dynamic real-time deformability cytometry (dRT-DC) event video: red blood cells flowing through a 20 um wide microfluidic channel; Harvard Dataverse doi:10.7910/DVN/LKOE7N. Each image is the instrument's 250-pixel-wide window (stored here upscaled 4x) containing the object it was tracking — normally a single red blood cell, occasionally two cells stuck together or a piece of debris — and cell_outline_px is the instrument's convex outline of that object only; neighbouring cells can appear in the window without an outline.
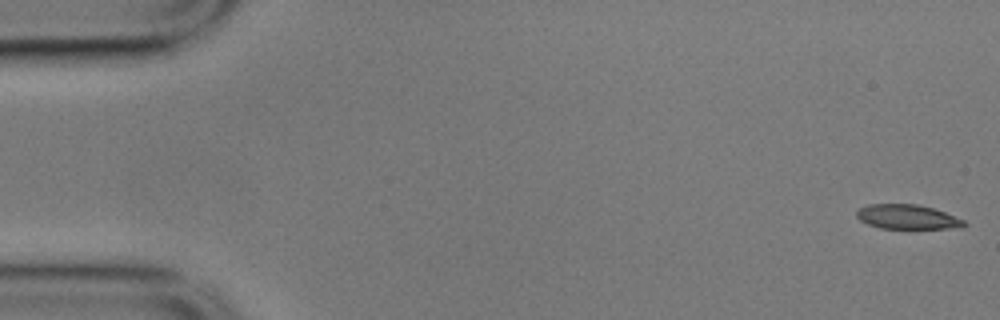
{"species": "common noctule bat (a hibernating species)", "species_latin": "Nyctalus noctula", "temperature_condition": "cold", "stored_images_in_passage": 57, "camera_frame_rate_fps": 3000, "um_per_image_px": 0.085, "animal": {"sex": "male", "body_mass_g": 17.9}, "frame": {"image": 1, "passage_image": 1, "time_ms": 0.0, "image_size_px": [1000, 320], "cell_outline_px": [[968, 224], [960, 228], [880, 228], [868, 224], [860, 220], [856, 216], [856, 212], [860, 208], [868, 204], [916, 204], [932, 208], [944, 212], [964, 220]], "centroid_in_image_um": [77.12, 18.43], "position_along_channel_um": 7.9, "area_um2": 15.2}}
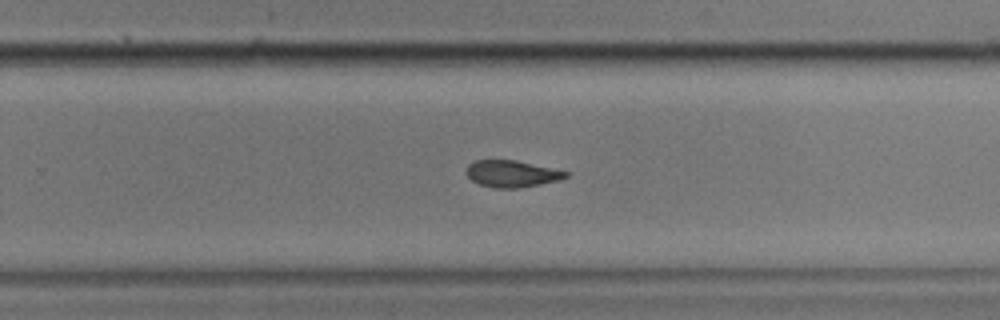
{"frame": {"image": 2, "passage_image": 36, "time_ms": 11.667, "image_size_px": [1000, 320], "cell_outline_px": [[568, 176], [560, 180], [520, 188], [496, 188], [480, 184], [472, 180], [464, 172], [468, 164], [472, 160], [516, 160], [568, 172]], "centroid_in_image_um": [43.46, 14.76], "position_along_channel_um": 286.3, "area_um2": 15.49}}
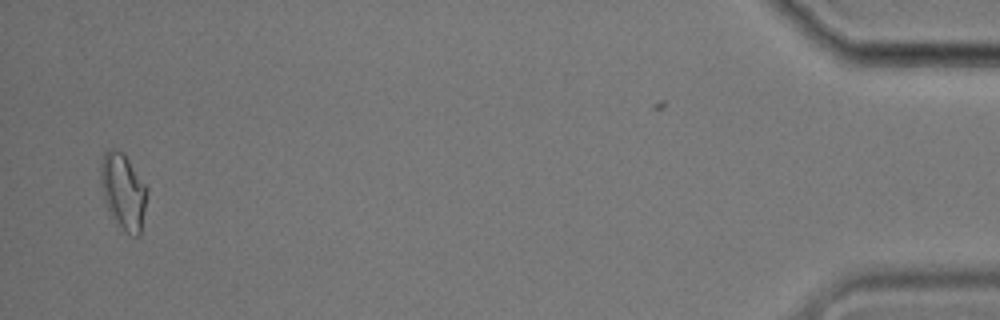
{"frame": {"image": 3, "passage_image": 55, "time_ms": 18.0, "image_size_px": [1000, 320], "cell_outline_px": [[148, 192], [140, 236], [136, 236], [128, 232], [112, 216], [104, 200], [100, 172], [100, 168], [104, 152], [108, 148], [112, 148], [124, 152], [148, 188]], "centroid_in_image_um": [10.5, 16.2], "position_along_channel_um": 424.7, "area_um2": 20.29}, "authors_computed_cell_mechanics": {"area_um2": 16.7042, "velocity_mm_per_s": 3.5256, "shape_relaxation_time_tau1_ms": 6.9687, "shape_relaxation_time_tau2_ms": 3.8888, "deformation_change_tau1": 0.169, "deformation_change_tau2": 0.1026}}